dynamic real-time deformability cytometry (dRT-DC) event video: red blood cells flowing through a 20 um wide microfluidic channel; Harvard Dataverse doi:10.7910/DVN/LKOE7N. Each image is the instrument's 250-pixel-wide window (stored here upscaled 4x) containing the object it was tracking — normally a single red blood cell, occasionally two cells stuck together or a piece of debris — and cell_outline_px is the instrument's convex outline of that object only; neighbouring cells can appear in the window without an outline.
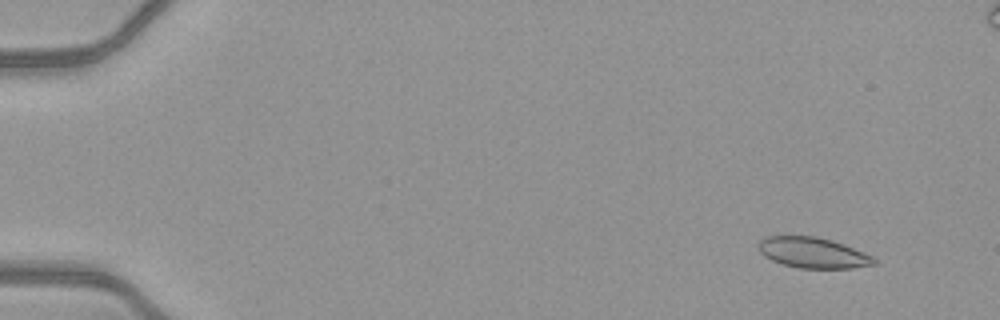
{"species": "common noctule bat (a hibernating species)", "species_latin": "Nyctalus noctula", "temperature_condition": "warm", "stored_images_in_passage": 53, "camera_frame_rate_fps": 3000, "um_per_image_px": 0.085, "animal": {"sex": "female", "body_mass_g": 21.9}, "frame": {"image": 1, "passage_image": 5, "time_ms": 1.333, "image_size_px": [1000, 320], "cell_outline_px": [[880, 260], [876, 264], [852, 268], [796, 268], [780, 264], [764, 256], [756, 248], [756, 244], [764, 236], [816, 236], [832, 240], [844, 244], [864, 252]], "centroid_in_image_um": [69.08, 21.48], "position_along_channel_um": 15.9, "area_um2": 21.04}}
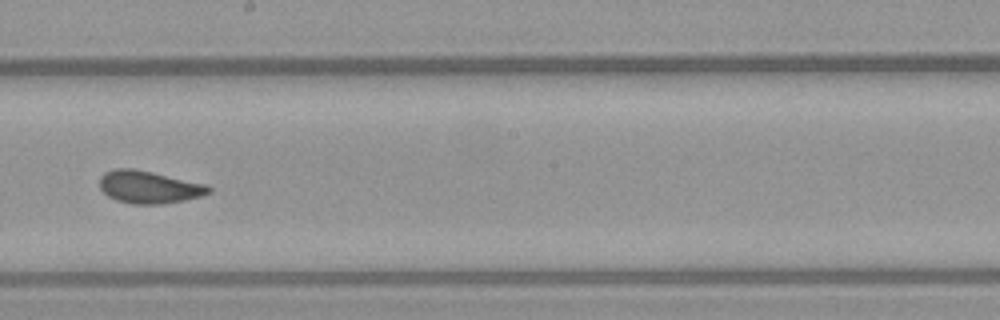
{"frame": {"image": 2, "passage_image": 31, "time_ms": 10.0, "image_size_px": [1000, 320], "cell_outline_px": [[212, 192], [200, 196], [184, 200], [160, 204], [132, 204], [116, 200], [108, 196], [100, 188], [100, 176], [104, 172], [116, 168], [132, 168], [152, 172], [208, 184], [212, 188]], "centroid_in_image_um": [12.67, 15.89], "position_along_channel_um": 235.5, "area_um2": 20.75}}
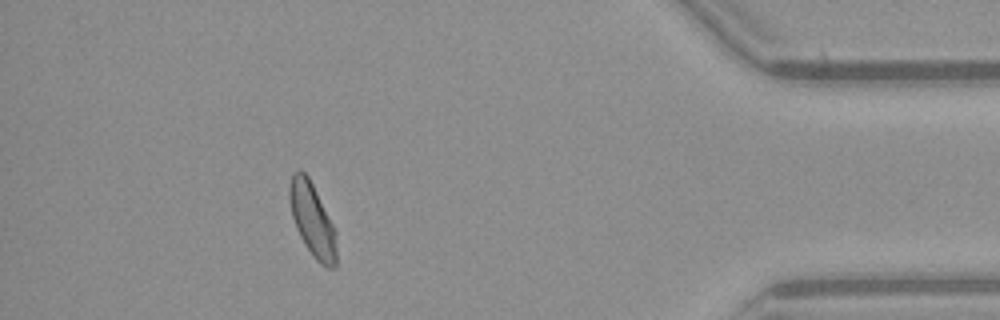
{"frame": {"image": 3, "passage_image": 47, "time_ms": 15.333, "image_size_px": [1000, 320], "cell_outline_px": [[336, 264], [332, 268], [328, 268], [320, 264], [312, 256], [304, 244], [296, 228], [292, 216], [288, 200], [288, 188], [292, 172], [300, 168], [308, 176], [336, 228]], "centroid_in_image_um": [26.54, 18.66], "position_along_channel_um": 408.7, "area_um2": 20.52}, "authors_computed_cell_mechanics": {"area_um2": 20.5768, "velocity_mm_per_s": 4.1091, "shape_relaxation_time_tau1_ms": 8.288, "shape_relaxation_time_tau2_ms": 1.0843, "deformation_change_tau1": 0.1827, "deformation_change_tau2": 0.0481}}